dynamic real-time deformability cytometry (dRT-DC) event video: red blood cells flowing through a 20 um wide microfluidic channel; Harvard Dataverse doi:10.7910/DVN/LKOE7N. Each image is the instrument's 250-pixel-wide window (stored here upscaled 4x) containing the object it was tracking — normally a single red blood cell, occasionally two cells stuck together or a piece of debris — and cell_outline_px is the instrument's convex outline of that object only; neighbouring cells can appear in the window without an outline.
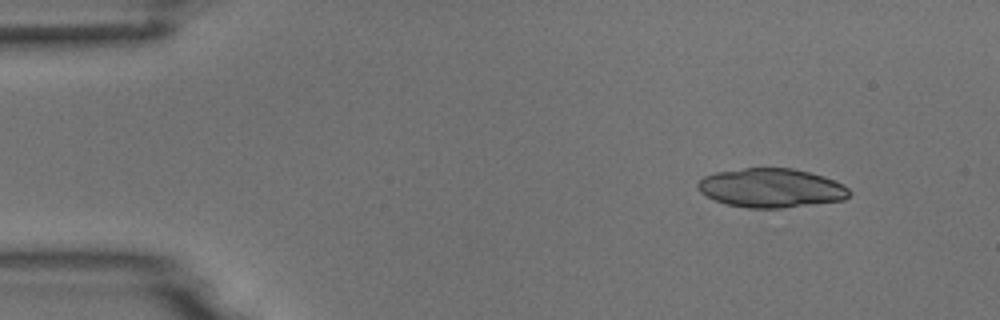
{"species": "common noctule bat (a hibernating species)", "species_latin": "Nyctalus noctula", "temperature_condition": "room temperature", "stored_images_in_passage": 7, "camera_frame_rate_fps": 3000, "um_per_image_px": 0.085, "animal": {"sex": "male", "body_mass_g": 18.8}, "frame": {"image": 1, "passage_image": 1, "time_ms": 0.0, "image_size_px": [1000, 320], "cell_outline_px": [[852, 192], [844, 200], [780, 208], [748, 208], [728, 204], [716, 200], [700, 192], [696, 188], [696, 184], [704, 176], [716, 172], [744, 168], [792, 168], [824, 176], [844, 184]], "centroid_in_image_um": [65.56, 15.97], "position_along_channel_um": 19.4, "area_um2": 34.39}}